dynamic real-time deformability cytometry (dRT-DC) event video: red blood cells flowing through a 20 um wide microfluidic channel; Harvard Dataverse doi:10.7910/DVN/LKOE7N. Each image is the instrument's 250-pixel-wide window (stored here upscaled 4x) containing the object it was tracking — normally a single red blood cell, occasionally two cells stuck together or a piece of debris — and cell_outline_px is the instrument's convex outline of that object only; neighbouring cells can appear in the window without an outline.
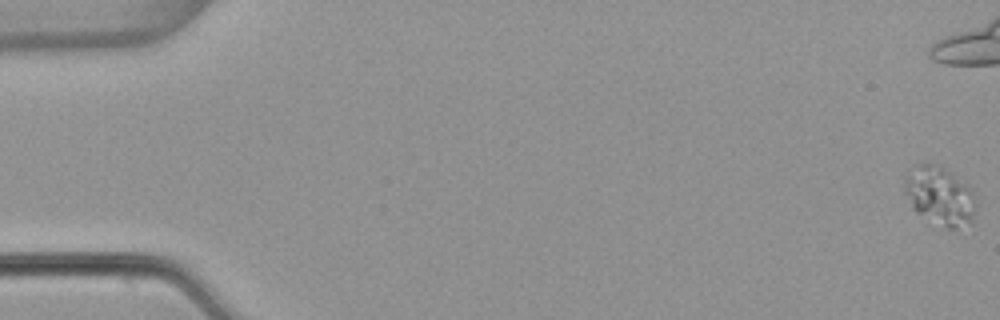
{"species": "common noctule bat (a hibernating species)", "species_latin": "Nyctalus noctula", "temperature_condition": "warm", "stored_images_in_passage": 55, "camera_frame_rate_fps": 3000, "um_per_image_px": 0.085, "animal": {"sex": "female", "body_mass_g": 22.7, "forearm_length_mm": 54.2}, "frame": {"image": 1, "passage_image": 1, "time_ms": 0.0, "image_size_px": [1000, 320], "cell_outline_px": [[976, 204], [972, 224], [956, 228], [948, 228], [916, 212], [912, 208], [904, 192], [904, 180], [912, 164], [924, 160], [940, 164], [968, 184], [972, 192]], "centroid_in_image_um": [79.86, 16.56], "position_along_channel_um": 5.1, "area_um2": 24.91}}